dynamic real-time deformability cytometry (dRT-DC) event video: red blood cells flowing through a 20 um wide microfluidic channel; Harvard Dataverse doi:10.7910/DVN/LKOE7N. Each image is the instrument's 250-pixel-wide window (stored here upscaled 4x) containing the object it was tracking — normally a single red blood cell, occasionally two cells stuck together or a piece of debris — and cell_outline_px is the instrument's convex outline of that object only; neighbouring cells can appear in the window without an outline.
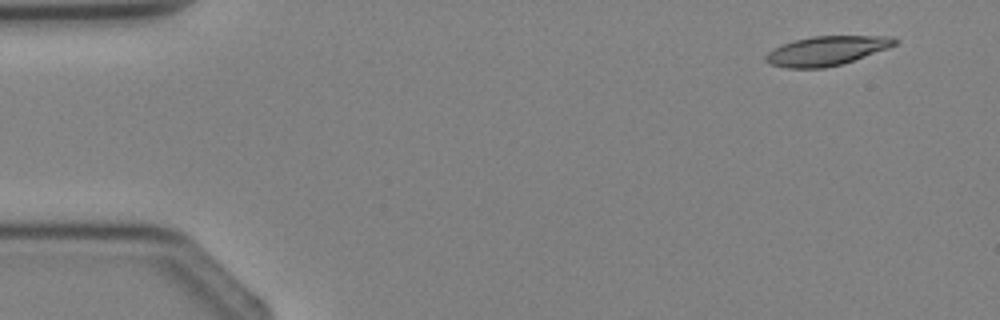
{"species": "Egyptian fruit bat (a non-hibernating species)", "species_latin": "Rousettus aegyptiacus", "temperature_condition": "cold", "stored_images_in_passage": 3, "camera_frame_rate_fps": 3000, "um_per_image_px": 0.085, "animal": {"sex": "female"}, "frame": {"image": 1, "passage_image": 1, "time_ms": 0.0, "image_size_px": [1000, 320], "cell_outline_px": [[900, 40], [896, 44], [888, 48], [840, 64], [824, 68], [788, 68], [772, 64], [764, 60], [764, 56], [768, 52], [784, 44], [796, 40], [812, 36], [888, 36]], "centroid_in_image_um": [70.27, 4.31], "position_along_channel_um": 14.7, "area_um2": 21.62}}
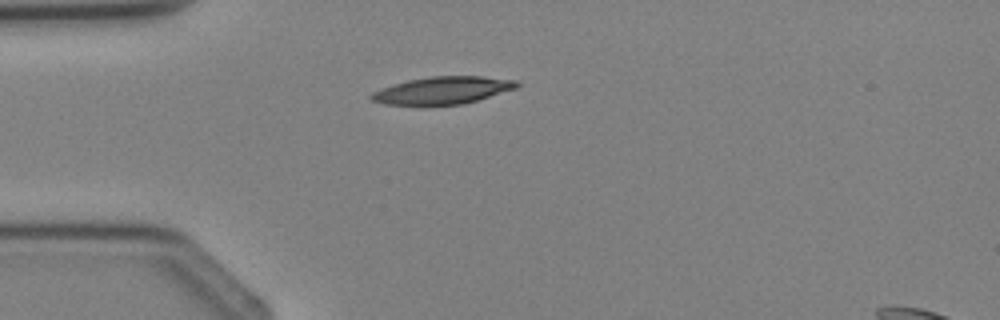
{"frame": {"image": 2, "passage_image": 3, "time_ms": 2.333, "image_size_px": [1000, 320], "cell_outline_px": [[520, 84], [516, 88], [464, 104], [424, 108], [420, 108], [384, 104], [372, 100], [368, 96], [372, 92], [408, 80], [432, 76], [480, 76], [520, 80]], "centroid_in_image_um": [37.59, 7.73], "position_along_channel_um": 47.4, "area_um2": 24.04}}